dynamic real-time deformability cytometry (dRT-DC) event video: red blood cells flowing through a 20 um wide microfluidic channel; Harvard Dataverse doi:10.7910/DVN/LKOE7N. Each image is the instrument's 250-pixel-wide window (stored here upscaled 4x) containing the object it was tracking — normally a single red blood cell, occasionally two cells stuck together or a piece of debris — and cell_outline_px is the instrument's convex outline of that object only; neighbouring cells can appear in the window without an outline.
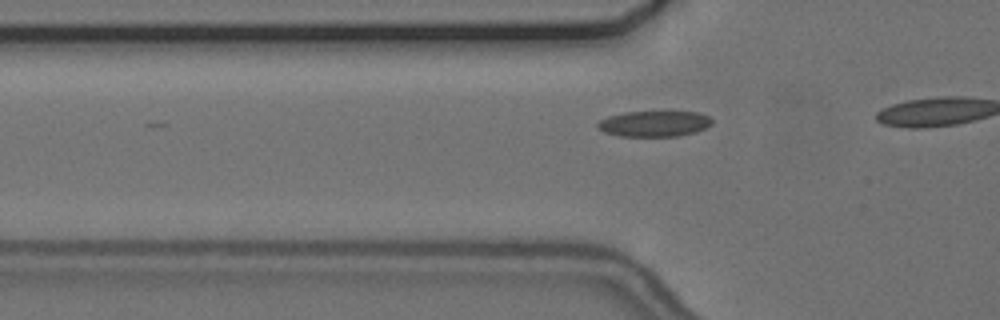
{"species": "common noctule bat (a hibernating species)", "species_latin": "Nyctalus noctula", "temperature_condition": "cold", "stored_images_in_passage": 9, "camera_frame_rate_fps": 3000, "um_per_image_px": 0.085, "animal": {"sex": "female", "body_mass_g": 24.6, "forearm_length_mm": 56.2}, "frame": {"image": 1, "passage_image": 6, "time_ms": 1.667, "image_size_px": [1000, 320], "cell_outline_px": [[712, 124], [696, 132], [680, 136], [620, 136], [604, 132], [596, 128], [596, 124], [600, 120], [608, 116], [624, 112], [700, 112], [708, 116], [712, 120]], "centroid_in_image_um": [55.59, 10.52], "position_along_channel_um": 70.2, "area_um2": 17.22}}